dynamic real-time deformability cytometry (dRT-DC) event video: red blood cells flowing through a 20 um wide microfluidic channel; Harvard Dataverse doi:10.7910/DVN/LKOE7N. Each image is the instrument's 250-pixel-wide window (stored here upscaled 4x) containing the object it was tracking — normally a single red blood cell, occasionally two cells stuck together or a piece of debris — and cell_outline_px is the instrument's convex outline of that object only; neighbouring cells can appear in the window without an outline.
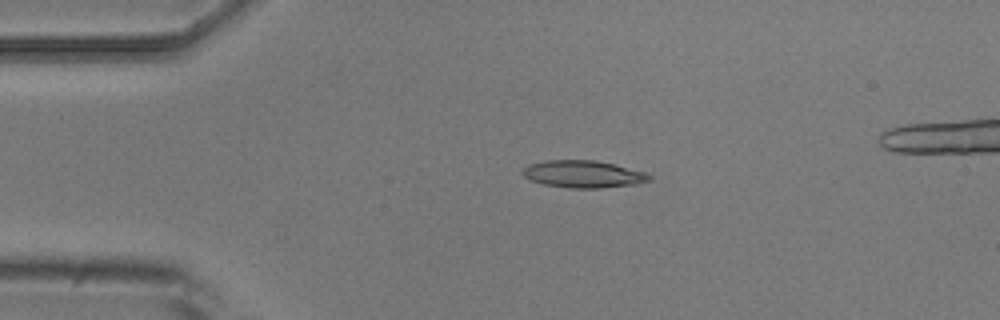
{"species": "common noctule bat (a hibernating species)", "species_latin": "Nyctalus noctula", "temperature_condition": "room temperature", "stored_images_in_passage": 5, "camera_frame_rate_fps": 3000, "um_per_image_px": 0.085, "animal": {"sex": "male", "body_mass_g": 20.5, "forearm_length_mm": 52.5}, "frame": {"image": 1, "passage_image": 3, "time_ms": 2.333, "image_size_px": [1000, 320], "cell_outline_px": [[652, 180], [640, 184], [600, 188], [568, 188], [544, 184], [528, 180], [524, 176], [524, 168], [528, 164], [548, 160], [596, 160], [616, 164], [644, 172], [652, 176]], "centroid_in_image_um": [49.62, 14.8], "position_along_channel_um": 35.4, "area_um2": 20.29}}